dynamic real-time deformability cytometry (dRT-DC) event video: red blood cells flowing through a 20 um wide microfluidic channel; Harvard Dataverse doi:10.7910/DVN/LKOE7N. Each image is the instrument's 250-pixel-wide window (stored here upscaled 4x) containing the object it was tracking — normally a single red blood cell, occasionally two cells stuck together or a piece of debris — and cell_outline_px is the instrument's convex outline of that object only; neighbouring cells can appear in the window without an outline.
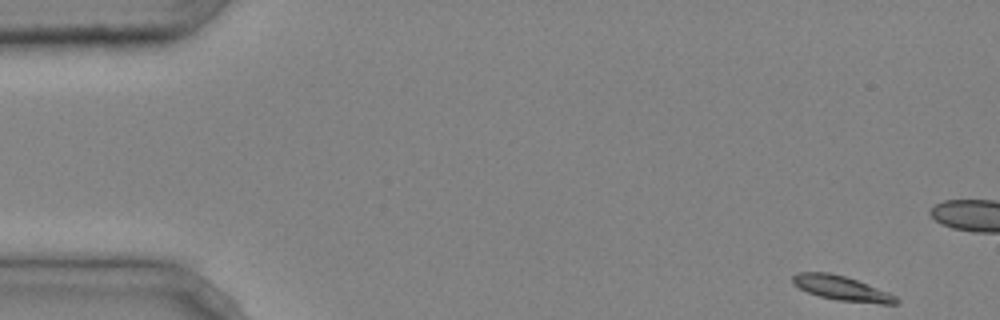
{"species": "common noctule bat (a hibernating species)", "species_latin": "Nyctalus noctula", "temperature_condition": "cold", "stored_images_in_passage": 4, "camera_frame_rate_fps": 3000, "um_per_image_px": 0.085, "animal": {"sex": "male", "body_mass_g": 20.4}, "frame": {"image": 1, "passage_image": 1, "time_ms": 0.0, "image_size_px": [1000, 320], "cell_outline_px": [[900, 300], [896, 304], [880, 304], [836, 300], [820, 296], [808, 292], [792, 284], [792, 276], [796, 272], [828, 272], [844, 276], [856, 280], [888, 292], [896, 296]], "centroid_in_image_um": [71.53, 24.5], "position_along_channel_um": 13.5, "area_um2": 14.8}}
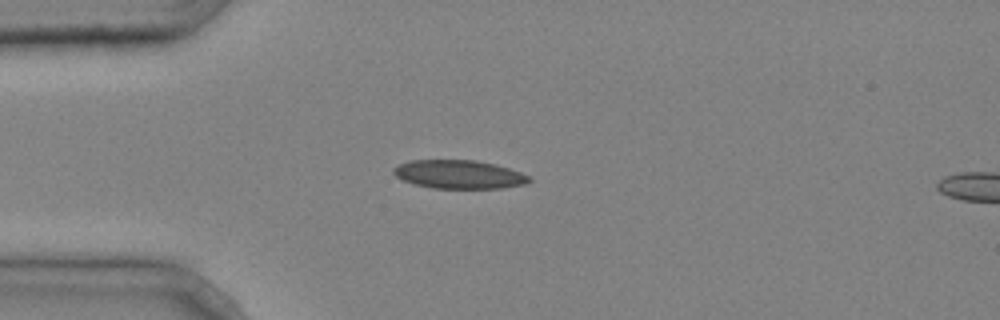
{"frame": {"image": 2, "passage_image": 4, "time_ms": 1.0, "image_size_px": [1000, 320], "cell_outline_px": [[532, 180], [524, 184], [504, 188], [432, 188], [412, 184], [396, 176], [392, 172], [392, 168], [400, 164], [412, 160], [476, 160], [496, 164], [532, 176]], "centroid_in_image_um": [39.03, 14.82], "position_along_channel_um": 46.0, "area_um2": 22.66}}